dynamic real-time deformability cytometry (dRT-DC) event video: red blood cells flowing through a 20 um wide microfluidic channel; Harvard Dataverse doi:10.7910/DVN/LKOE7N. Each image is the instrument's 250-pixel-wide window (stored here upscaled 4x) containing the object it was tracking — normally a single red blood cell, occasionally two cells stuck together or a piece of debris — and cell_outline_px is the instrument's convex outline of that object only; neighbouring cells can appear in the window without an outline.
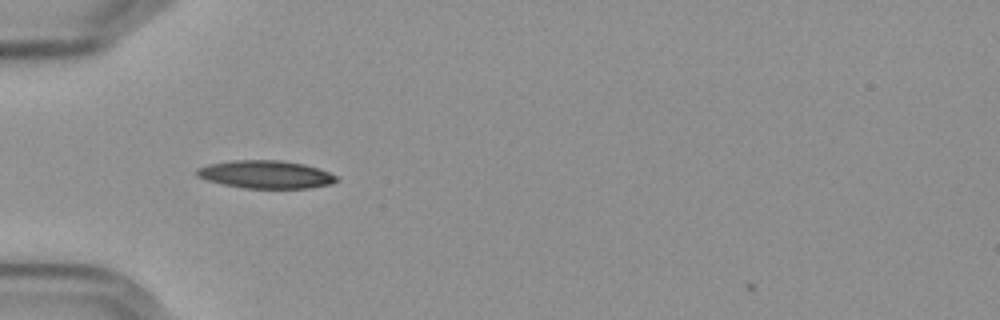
{"species": "Egyptian fruit bat (a non-hibernating species)", "species_latin": "Rousettus aegyptiacus", "temperature_condition": "cold", "stored_images_in_passage": 26, "camera_frame_rate_fps": 3000, "um_per_image_px": 0.085, "frame": {"image": 1, "passage_image": 3, "time_ms": 0.667, "image_size_px": [1000, 320], "cell_outline_px": [[340, 180], [332, 184], [308, 188], [244, 188], [224, 184], [208, 180], [196, 176], [196, 168], [208, 164], [232, 160], [280, 160], [304, 164], [328, 172], [336, 176]], "centroid_in_image_um": [22.58, 14.82], "position_along_channel_um": 62.4, "area_um2": 22.66}}
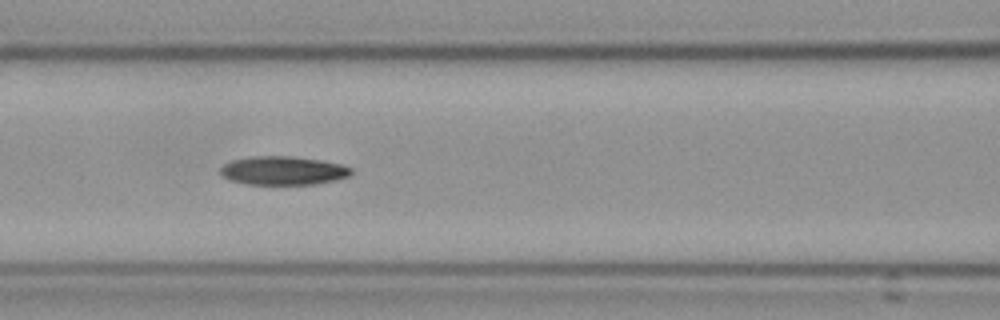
{"frame": {"image": 2, "passage_image": 10, "time_ms": 3.0, "image_size_px": [1000, 320], "cell_outline_px": [[352, 172], [348, 176], [332, 180], [312, 184], [244, 184], [232, 180], [224, 176], [220, 172], [220, 168], [224, 164], [232, 160], [252, 156], [292, 156], [320, 160], [340, 164], [352, 168]], "centroid_in_image_um": [24.04, 14.49], "position_along_channel_um": 142.6, "area_um2": 21.56}}
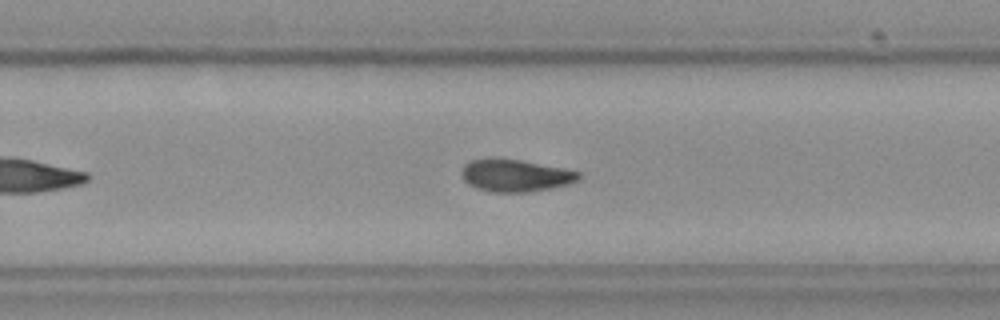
{"frame": {"image": 3, "passage_image": 22, "time_ms": 7.0, "image_size_px": [1000, 320], "cell_outline_px": [[580, 180], [568, 184], [552, 188], [528, 192], [492, 192], [476, 188], [468, 184], [460, 176], [460, 168], [468, 160], [496, 156], [520, 160], [564, 168], [580, 172]], "centroid_in_image_um": [43.74, 14.89], "position_along_channel_um": 286.1, "area_um2": 22.66}}